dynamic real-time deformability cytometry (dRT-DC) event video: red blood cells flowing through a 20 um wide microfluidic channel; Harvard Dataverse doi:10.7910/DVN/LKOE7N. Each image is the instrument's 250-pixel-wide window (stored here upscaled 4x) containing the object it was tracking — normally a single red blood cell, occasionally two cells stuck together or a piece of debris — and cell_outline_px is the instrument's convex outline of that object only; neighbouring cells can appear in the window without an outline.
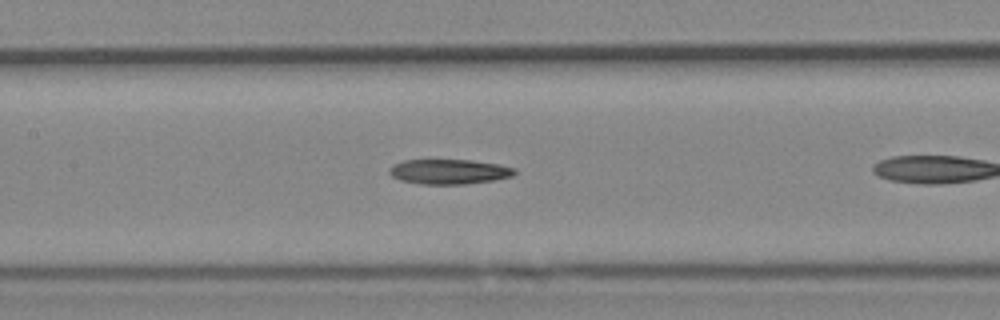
{"species": "Egyptian fruit bat (a non-hibernating species)", "species_latin": "Rousettus aegyptiacus", "temperature_condition": "cold", "stored_images_in_passage": 18, "camera_frame_rate_fps": 3000, "um_per_image_px": 0.085, "animal": {"sex": "female"}, "frame": {"image": 1, "passage_image": 11, "time_ms": 3.333, "image_size_px": [1000, 320], "cell_outline_px": [[516, 172], [512, 176], [492, 180], [464, 184], [420, 184], [400, 180], [392, 176], [388, 172], [392, 164], [404, 160], [472, 160], [500, 164], [516, 168]], "centroid_in_image_um": [38.16, 14.58], "position_along_channel_um": 169.2, "area_um2": 18.21}}